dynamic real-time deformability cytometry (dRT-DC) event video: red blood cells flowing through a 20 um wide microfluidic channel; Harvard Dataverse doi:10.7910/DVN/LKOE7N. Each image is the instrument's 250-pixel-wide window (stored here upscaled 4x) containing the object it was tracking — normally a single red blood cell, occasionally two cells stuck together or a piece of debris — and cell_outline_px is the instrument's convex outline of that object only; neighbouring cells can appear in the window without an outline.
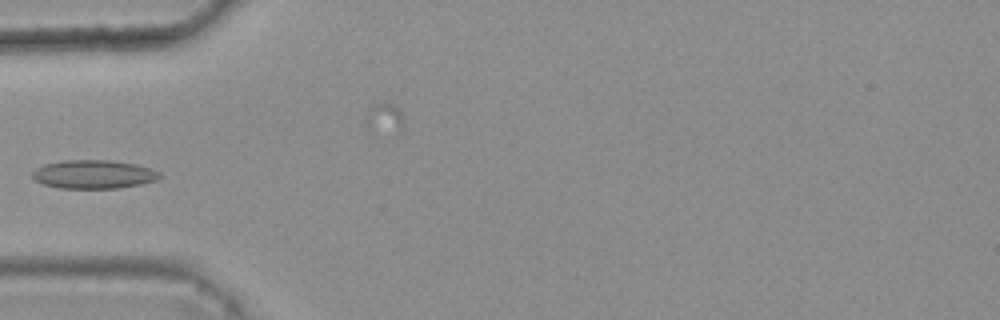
{"species": "common noctule bat (a hibernating species)", "species_latin": "Nyctalus noctula", "temperature_condition": "warm", "stored_images_in_passage": 5, "camera_frame_rate_fps": 3000, "um_per_image_px": 0.085, "animal": {"sex": "female", "body_mass_g": 25.1}, "frame": {"image": 1, "passage_image": 4, "time_ms": 1.0, "image_size_px": [1000, 320], "cell_outline_px": [[160, 176], [156, 180], [140, 184], [120, 188], [60, 188], [44, 184], [36, 180], [32, 176], [32, 172], [36, 168], [44, 164], [64, 160], [108, 160], [136, 164], [160, 172]], "centroid_in_image_um": [7.94, 14.81], "position_along_channel_um": 77.1, "area_um2": 21.04}}